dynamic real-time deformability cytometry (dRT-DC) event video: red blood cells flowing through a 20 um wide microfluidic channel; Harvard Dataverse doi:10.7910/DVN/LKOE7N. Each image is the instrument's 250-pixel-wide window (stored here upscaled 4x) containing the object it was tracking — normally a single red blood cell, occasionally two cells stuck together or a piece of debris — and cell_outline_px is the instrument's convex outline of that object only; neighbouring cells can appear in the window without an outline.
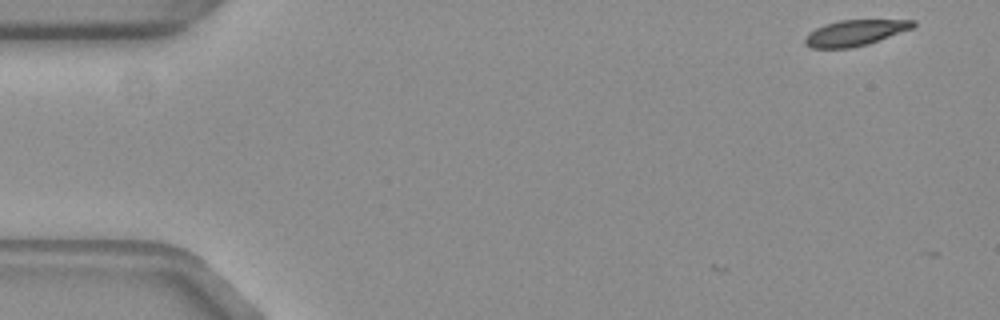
{"species": "common noctule bat (a hibernating species)", "species_latin": "Nyctalus noctula", "temperature_condition": "warm", "stored_images_in_passage": 3, "camera_frame_rate_fps": 3000, "um_per_image_px": 0.085, "animal": {"sex": "female", "body_mass_g": 19.3, "forearm_length_mm": 54.1}, "frame": {"image": 1, "passage_image": 1, "time_ms": 0.0, "image_size_px": [1000, 320], "cell_outline_px": [[916, 24], [912, 28], [868, 44], [848, 48], [812, 48], [804, 44], [804, 40], [816, 28], [824, 24], [840, 20], [916, 20]], "centroid_in_image_um": [72.68, 2.79], "position_along_channel_um": 12.3, "area_um2": 16.01}}